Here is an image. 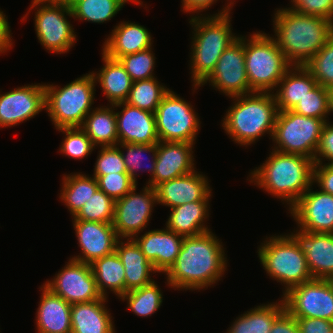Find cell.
Returning a JSON list of instances; mask_svg holds the SVG:
<instances>
[{"mask_svg": "<svg viewBox=\"0 0 333 333\" xmlns=\"http://www.w3.org/2000/svg\"><path fill=\"white\" fill-rule=\"evenodd\" d=\"M221 240L212 231L184 237L174 264L165 273L167 285L175 290H204L221 280L227 257Z\"/></svg>", "mask_w": 333, "mask_h": 333, "instance_id": "1", "label": "cell"}, {"mask_svg": "<svg viewBox=\"0 0 333 333\" xmlns=\"http://www.w3.org/2000/svg\"><path fill=\"white\" fill-rule=\"evenodd\" d=\"M273 27V38L291 65H305L333 35L332 21L284 7L274 13Z\"/></svg>", "mask_w": 333, "mask_h": 333, "instance_id": "2", "label": "cell"}, {"mask_svg": "<svg viewBox=\"0 0 333 333\" xmlns=\"http://www.w3.org/2000/svg\"><path fill=\"white\" fill-rule=\"evenodd\" d=\"M234 2L230 1L216 14L190 17L194 34L190 48L193 91L211 75L222 53L238 38L232 33L230 20Z\"/></svg>", "mask_w": 333, "mask_h": 333, "instance_id": "3", "label": "cell"}, {"mask_svg": "<svg viewBox=\"0 0 333 333\" xmlns=\"http://www.w3.org/2000/svg\"><path fill=\"white\" fill-rule=\"evenodd\" d=\"M264 162L252 170L250 183L285 201L289 210L311 185H314V160L309 157L272 149Z\"/></svg>", "mask_w": 333, "mask_h": 333, "instance_id": "4", "label": "cell"}, {"mask_svg": "<svg viewBox=\"0 0 333 333\" xmlns=\"http://www.w3.org/2000/svg\"><path fill=\"white\" fill-rule=\"evenodd\" d=\"M233 104L222 120L225 133L240 146H249L264 134L272 138L278 114L273 92H253L230 97Z\"/></svg>", "mask_w": 333, "mask_h": 333, "instance_id": "5", "label": "cell"}, {"mask_svg": "<svg viewBox=\"0 0 333 333\" xmlns=\"http://www.w3.org/2000/svg\"><path fill=\"white\" fill-rule=\"evenodd\" d=\"M95 78L92 72L69 84H44L45 110L55 129L81 127L95 100Z\"/></svg>", "mask_w": 333, "mask_h": 333, "instance_id": "6", "label": "cell"}, {"mask_svg": "<svg viewBox=\"0 0 333 333\" xmlns=\"http://www.w3.org/2000/svg\"><path fill=\"white\" fill-rule=\"evenodd\" d=\"M246 37L245 67L250 89L253 92H274L292 65L272 36L257 31Z\"/></svg>", "mask_w": 333, "mask_h": 333, "instance_id": "7", "label": "cell"}, {"mask_svg": "<svg viewBox=\"0 0 333 333\" xmlns=\"http://www.w3.org/2000/svg\"><path fill=\"white\" fill-rule=\"evenodd\" d=\"M268 238L258 247V257L267 275L285 285L283 294L313 279L305 254L289 234Z\"/></svg>", "mask_w": 333, "mask_h": 333, "instance_id": "8", "label": "cell"}, {"mask_svg": "<svg viewBox=\"0 0 333 333\" xmlns=\"http://www.w3.org/2000/svg\"><path fill=\"white\" fill-rule=\"evenodd\" d=\"M325 123L323 119L302 116L292 110L278 111L271 138L273 149L314 160Z\"/></svg>", "mask_w": 333, "mask_h": 333, "instance_id": "9", "label": "cell"}, {"mask_svg": "<svg viewBox=\"0 0 333 333\" xmlns=\"http://www.w3.org/2000/svg\"><path fill=\"white\" fill-rule=\"evenodd\" d=\"M32 9L36 11L34 27L38 41L46 51L56 54L69 52L77 41V35L66 17L73 18L68 5L61 0H32L28 13Z\"/></svg>", "mask_w": 333, "mask_h": 333, "instance_id": "10", "label": "cell"}, {"mask_svg": "<svg viewBox=\"0 0 333 333\" xmlns=\"http://www.w3.org/2000/svg\"><path fill=\"white\" fill-rule=\"evenodd\" d=\"M193 108L170 89L154 113L159 141L196 143L201 121Z\"/></svg>", "mask_w": 333, "mask_h": 333, "instance_id": "11", "label": "cell"}, {"mask_svg": "<svg viewBox=\"0 0 333 333\" xmlns=\"http://www.w3.org/2000/svg\"><path fill=\"white\" fill-rule=\"evenodd\" d=\"M285 310L294 318H320L333 321V282L312 279L282 295Z\"/></svg>", "mask_w": 333, "mask_h": 333, "instance_id": "12", "label": "cell"}, {"mask_svg": "<svg viewBox=\"0 0 333 333\" xmlns=\"http://www.w3.org/2000/svg\"><path fill=\"white\" fill-rule=\"evenodd\" d=\"M140 193H136L135 186L121 199L115 201V211L112 225L119 238H133L143 232L149 225L153 207L158 204L155 189L143 186Z\"/></svg>", "mask_w": 333, "mask_h": 333, "instance_id": "13", "label": "cell"}, {"mask_svg": "<svg viewBox=\"0 0 333 333\" xmlns=\"http://www.w3.org/2000/svg\"><path fill=\"white\" fill-rule=\"evenodd\" d=\"M207 82L229 98L253 93L245 67L244 36L240 35L222 53L211 75L199 87Z\"/></svg>", "mask_w": 333, "mask_h": 333, "instance_id": "14", "label": "cell"}, {"mask_svg": "<svg viewBox=\"0 0 333 333\" xmlns=\"http://www.w3.org/2000/svg\"><path fill=\"white\" fill-rule=\"evenodd\" d=\"M69 259L64 268L43 285L69 304L100 299L102 296L98 292L90 264Z\"/></svg>", "mask_w": 333, "mask_h": 333, "instance_id": "15", "label": "cell"}, {"mask_svg": "<svg viewBox=\"0 0 333 333\" xmlns=\"http://www.w3.org/2000/svg\"><path fill=\"white\" fill-rule=\"evenodd\" d=\"M311 187L288 210L305 232L333 233V195Z\"/></svg>", "mask_w": 333, "mask_h": 333, "instance_id": "16", "label": "cell"}, {"mask_svg": "<svg viewBox=\"0 0 333 333\" xmlns=\"http://www.w3.org/2000/svg\"><path fill=\"white\" fill-rule=\"evenodd\" d=\"M45 109L44 84H32L0 92V127L27 121Z\"/></svg>", "mask_w": 333, "mask_h": 333, "instance_id": "17", "label": "cell"}, {"mask_svg": "<svg viewBox=\"0 0 333 333\" xmlns=\"http://www.w3.org/2000/svg\"><path fill=\"white\" fill-rule=\"evenodd\" d=\"M72 222L82 253L71 259L91 264L94 260L115 252L120 238L111 223L83 220Z\"/></svg>", "mask_w": 333, "mask_h": 333, "instance_id": "18", "label": "cell"}, {"mask_svg": "<svg viewBox=\"0 0 333 333\" xmlns=\"http://www.w3.org/2000/svg\"><path fill=\"white\" fill-rule=\"evenodd\" d=\"M195 143L159 141L156 151V168L147 186L158 184L195 171L193 148Z\"/></svg>", "mask_w": 333, "mask_h": 333, "instance_id": "19", "label": "cell"}, {"mask_svg": "<svg viewBox=\"0 0 333 333\" xmlns=\"http://www.w3.org/2000/svg\"><path fill=\"white\" fill-rule=\"evenodd\" d=\"M122 110L115 112L118 143L157 144L159 142L155 114L126 102L114 104Z\"/></svg>", "mask_w": 333, "mask_h": 333, "instance_id": "20", "label": "cell"}, {"mask_svg": "<svg viewBox=\"0 0 333 333\" xmlns=\"http://www.w3.org/2000/svg\"><path fill=\"white\" fill-rule=\"evenodd\" d=\"M208 177L193 171L170 181L158 184L154 189L158 204L171 208L204 201L211 193Z\"/></svg>", "mask_w": 333, "mask_h": 333, "instance_id": "21", "label": "cell"}, {"mask_svg": "<svg viewBox=\"0 0 333 333\" xmlns=\"http://www.w3.org/2000/svg\"><path fill=\"white\" fill-rule=\"evenodd\" d=\"M293 232L289 235L305 254L313 279L331 280L333 278V233L305 232L301 229Z\"/></svg>", "mask_w": 333, "mask_h": 333, "instance_id": "22", "label": "cell"}, {"mask_svg": "<svg viewBox=\"0 0 333 333\" xmlns=\"http://www.w3.org/2000/svg\"><path fill=\"white\" fill-rule=\"evenodd\" d=\"M157 273H166L178 256L184 237L169 229L150 230L132 238Z\"/></svg>", "mask_w": 333, "mask_h": 333, "instance_id": "23", "label": "cell"}, {"mask_svg": "<svg viewBox=\"0 0 333 333\" xmlns=\"http://www.w3.org/2000/svg\"><path fill=\"white\" fill-rule=\"evenodd\" d=\"M148 29L135 22L118 23L102 46V52L118 60L122 56L151 48L153 40Z\"/></svg>", "mask_w": 333, "mask_h": 333, "instance_id": "24", "label": "cell"}, {"mask_svg": "<svg viewBox=\"0 0 333 333\" xmlns=\"http://www.w3.org/2000/svg\"><path fill=\"white\" fill-rule=\"evenodd\" d=\"M36 311V333H72L71 304L41 285Z\"/></svg>", "mask_w": 333, "mask_h": 333, "instance_id": "25", "label": "cell"}, {"mask_svg": "<svg viewBox=\"0 0 333 333\" xmlns=\"http://www.w3.org/2000/svg\"><path fill=\"white\" fill-rule=\"evenodd\" d=\"M115 252L124 266L125 293L154 281V278L152 279L150 275L157 271L132 238H120L117 241Z\"/></svg>", "mask_w": 333, "mask_h": 333, "instance_id": "26", "label": "cell"}, {"mask_svg": "<svg viewBox=\"0 0 333 333\" xmlns=\"http://www.w3.org/2000/svg\"><path fill=\"white\" fill-rule=\"evenodd\" d=\"M107 298L71 304L72 333H115Z\"/></svg>", "mask_w": 333, "mask_h": 333, "instance_id": "27", "label": "cell"}, {"mask_svg": "<svg viewBox=\"0 0 333 333\" xmlns=\"http://www.w3.org/2000/svg\"><path fill=\"white\" fill-rule=\"evenodd\" d=\"M211 196L212 194L204 201H194L171 208L165 228L183 237L197 236L211 231L207 225H204L209 217L208 205Z\"/></svg>", "mask_w": 333, "mask_h": 333, "instance_id": "28", "label": "cell"}, {"mask_svg": "<svg viewBox=\"0 0 333 333\" xmlns=\"http://www.w3.org/2000/svg\"><path fill=\"white\" fill-rule=\"evenodd\" d=\"M316 85L315 78L304 66L292 65L273 92L278 111L292 110Z\"/></svg>", "mask_w": 333, "mask_h": 333, "instance_id": "29", "label": "cell"}, {"mask_svg": "<svg viewBox=\"0 0 333 333\" xmlns=\"http://www.w3.org/2000/svg\"><path fill=\"white\" fill-rule=\"evenodd\" d=\"M102 54L104 66L99 72H93L96 84L99 83L109 105L125 102L132 88L133 81L119 60Z\"/></svg>", "mask_w": 333, "mask_h": 333, "instance_id": "30", "label": "cell"}, {"mask_svg": "<svg viewBox=\"0 0 333 333\" xmlns=\"http://www.w3.org/2000/svg\"><path fill=\"white\" fill-rule=\"evenodd\" d=\"M116 109L114 105L96 107L84 119L80 128L95 147L117 146Z\"/></svg>", "mask_w": 333, "mask_h": 333, "instance_id": "31", "label": "cell"}, {"mask_svg": "<svg viewBox=\"0 0 333 333\" xmlns=\"http://www.w3.org/2000/svg\"><path fill=\"white\" fill-rule=\"evenodd\" d=\"M90 266L102 297L108 298L107 289L118 298L125 294L124 266L116 252L94 260Z\"/></svg>", "mask_w": 333, "mask_h": 333, "instance_id": "32", "label": "cell"}, {"mask_svg": "<svg viewBox=\"0 0 333 333\" xmlns=\"http://www.w3.org/2000/svg\"><path fill=\"white\" fill-rule=\"evenodd\" d=\"M284 310L282 299L278 303L258 305L239 315L226 333H270L274 320Z\"/></svg>", "mask_w": 333, "mask_h": 333, "instance_id": "33", "label": "cell"}, {"mask_svg": "<svg viewBox=\"0 0 333 333\" xmlns=\"http://www.w3.org/2000/svg\"><path fill=\"white\" fill-rule=\"evenodd\" d=\"M98 182L93 176L81 173L65 174L59 198L74 217L87 201L98 191Z\"/></svg>", "mask_w": 333, "mask_h": 333, "instance_id": "34", "label": "cell"}, {"mask_svg": "<svg viewBox=\"0 0 333 333\" xmlns=\"http://www.w3.org/2000/svg\"><path fill=\"white\" fill-rule=\"evenodd\" d=\"M129 1L143 6L140 0H81L71 8V11L75 19L90 23H105L115 17Z\"/></svg>", "mask_w": 333, "mask_h": 333, "instance_id": "35", "label": "cell"}, {"mask_svg": "<svg viewBox=\"0 0 333 333\" xmlns=\"http://www.w3.org/2000/svg\"><path fill=\"white\" fill-rule=\"evenodd\" d=\"M170 91L156 77L135 81L126 99V103L142 110L155 113L163 97Z\"/></svg>", "mask_w": 333, "mask_h": 333, "instance_id": "36", "label": "cell"}, {"mask_svg": "<svg viewBox=\"0 0 333 333\" xmlns=\"http://www.w3.org/2000/svg\"><path fill=\"white\" fill-rule=\"evenodd\" d=\"M120 299L127 301L126 310L130 309L137 316L148 317L160 309L163 294L157 283L153 281L141 288L126 292Z\"/></svg>", "mask_w": 333, "mask_h": 333, "instance_id": "37", "label": "cell"}, {"mask_svg": "<svg viewBox=\"0 0 333 333\" xmlns=\"http://www.w3.org/2000/svg\"><path fill=\"white\" fill-rule=\"evenodd\" d=\"M115 200L106 195L102 190L92 196L72 220L94 221L101 223L113 222Z\"/></svg>", "mask_w": 333, "mask_h": 333, "instance_id": "38", "label": "cell"}, {"mask_svg": "<svg viewBox=\"0 0 333 333\" xmlns=\"http://www.w3.org/2000/svg\"><path fill=\"white\" fill-rule=\"evenodd\" d=\"M118 147H120L122 151L123 160L125 162V168L129 176L134 180L137 184V171H145L142 170V161L143 160V153H152V161L146 169L148 168V172H150L151 178H149L148 182L153 178L155 168H156V151H157V144H131V143H118ZM127 154H125L124 150ZM148 159V158H147ZM150 161V160H149ZM145 164V163H144Z\"/></svg>", "mask_w": 333, "mask_h": 333, "instance_id": "39", "label": "cell"}, {"mask_svg": "<svg viewBox=\"0 0 333 333\" xmlns=\"http://www.w3.org/2000/svg\"><path fill=\"white\" fill-rule=\"evenodd\" d=\"M329 104V89L317 84L299 100L292 111L302 116L323 119L328 122Z\"/></svg>", "mask_w": 333, "mask_h": 333, "instance_id": "40", "label": "cell"}, {"mask_svg": "<svg viewBox=\"0 0 333 333\" xmlns=\"http://www.w3.org/2000/svg\"><path fill=\"white\" fill-rule=\"evenodd\" d=\"M303 66L312 74L317 84L329 90L333 88V35Z\"/></svg>", "mask_w": 333, "mask_h": 333, "instance_id": "41", "label": "cell"}, {"mask_svg": "<svg viewBox=\"0 0 333 333\" xmlns=\"http://www.w3.org/2000/svg\"><path fill=\"white\" fill-rule=\"evenodd\" d=\"M64 134L59 151L71 159H84L96 148L80 127L59 128Z\"/></svg>", "mask_w": 333, "mask_h": 333, "instance_id": "42", "label": "cell"}, {"mask_svg": "<svg viewBox=\"0 0 333 333\" xmlns=\"http://www.w3.org/2000/svg\"><path fill=\"white\" fill-rule=\"evenodd\" d=\"M152 49L151 47L118 59L133 82L155 77L153 71L156 58Z\"/></svg>", "mask_w": 333, "mask_h": 333, "instance_id": "43", "label": "cell"}, {"mask_svg": "<svg viewBox=\"0 0 333 333\" xmlns=\"http://www.w3.org/2000/svg\"><path fill=\"white\" fill-rule=\"evenodd\" d=\"M94 166V178L108 174L127 173L122 151L118 146L100 147Z\"/></svg>", "mask_w": 333, "mask_h": 333, "instance_id": "44", "label": "cell"}, {"mask_svg": "<svg viewBox=\"0 0 333 333\" xmlns=\"http://www.w3.org/2000/svg\"><path fill=\"white\" fill-rule=\"evenodd\" d=\"M96 180L99 189L115 201L124 197L137 186L128 173L103 175L99 176Z\"/></svg>", "mask_w": 333, "mask_h": 333, "instance_id": "45", "label": "cell"}, {"mask_svg": "<svg viewBox=\"0 0 333 333\" xmlns=\"http://www.w3.org/2000/svg\"><path fill=\"white\" fill-rule=\"evenodd\" d=\"M288 7L296 12L326 18L333 22V0H291Z\"/></svg>", "mask_w": 333, "mask_h": 333, "instance_id": "46", "label": "cell"}, {"mask_svg": "<svg viewBox=\"0 0 333 333\" xmlns=\"http://www.w3.org/2000/svg\"><path fill=\"white\" fill-rule=\"evenodd\" d=\"M333 164V124L326 122L321 132L320 142L315 154L314 164Z\"/></svg>", "mask_w": 333, "mask_h": 333, "instance_id": "47", "label": "cell"}, {"mask_svg": "<svg viewBox=\"0 0 333 333\" xmlns=\"http://www.w3.org/2000/svg\"><path fill=\"white\" fill-rule=\"evenodd\" d=\"M323 164H314L313 183H316L321 191L333 195V164Z\"/></svg>", "mask_w": 333, "mask_h": 333, "instance_id": "48", "label": "cell"}, {"mask_svg": "<svg viewBox=\"0 0 333 333\" xmlns=\"http://www.w3.org/2000/svg\"><path fill=\"white\" fill-rule=\"evenodd\" d=\"M299 333H333V321L320 318H296Z\"/></svg>", "mask_w": 333, "mask_h": 333, "instance_id": "49", "label": "cell"}, {"mask_svg": "<svg viewBox=\"0 0 333 333\" xmlns=\"http://www.w3.org/2000/svg\"><path fill=\"white\" fill-rule=\"evenodd\" d=\"M270 333H299L298 322L284 310L274 320Z\"/></svg>", "mask_w": 333, "mask_h": 333, "instance_id": "50", "label": "cell"}, {"mask_svg": "<svg viewBox=\"0 0 333 333\" xmlns=\"http://www.w3.org/2000/svg\"><path fill=\"white\" fill-rule=\"evenodd\" d=\"M9 26L8 18L2 10H0V53H5L12 48L13 41Z\"/></svg>", "mask_w": 333, "mask_h": 333, "instance_id": "51", "label": "cell"}, {"mask_svg": "<svg viewBox=\"0 0 333 333\" xmlns=\"http://www.w3.org/2000/svg\"><path fill=\"white\" fill-rule=\"evenodd\" d=\"M217 0H182V8L184 12L191 14L193 13V16L195 13H197L196 16L202 15L200 12H203L206 9H209L214 3H216Z\"/></svg>", "mask_w": 333, "mask_h": 333, "instance_id": "52", "label": "cell"}, {"mask_svg": "<svg viewBox=\"0 0 333 333\" xmlns=\"http://www.w3.org/2000/svg\"><path fill=\"white\" fill-rule=\"evenodd\" d=\"M329 112H333V88L329 90Z\"/></svg>", "mask_w": 333, "mask_h": 333, "instance_id": "53", "label": "cell"}, {"mask_svg": "<svg viewBox=\"0 0 333 333\" xmlns=\"http://www.w3.org/2000/svg\"><path fill=\"white\" fill-rule=\"evenodd\" d=\"M61 1L66 3L68 7L71 9L78 1L81 0H61Z\"/></svg>", "mask_w": 333, "mask_h": 333, "instance_id": "54", "label": "cell"}]
</instances>
